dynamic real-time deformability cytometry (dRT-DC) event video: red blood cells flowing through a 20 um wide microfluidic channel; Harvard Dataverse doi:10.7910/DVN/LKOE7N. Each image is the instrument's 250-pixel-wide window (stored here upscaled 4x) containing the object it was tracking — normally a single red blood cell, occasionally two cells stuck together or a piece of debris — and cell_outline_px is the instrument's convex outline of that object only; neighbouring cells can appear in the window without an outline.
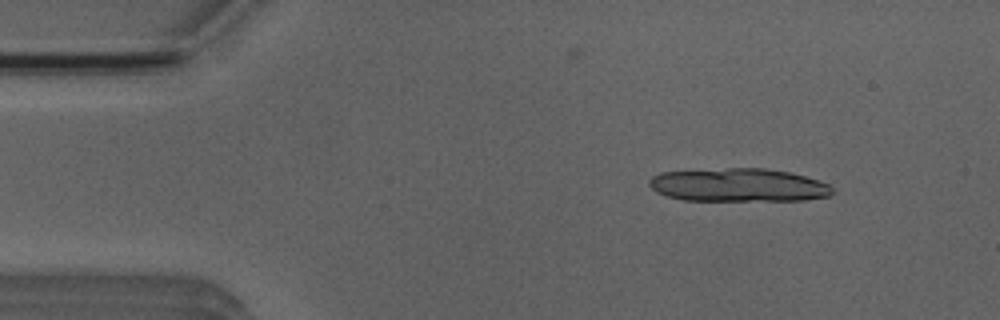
{"species": "Egyptian fruit bat (a non-hibernating species)", "species_latin": "Rousettus aegyptiacus", "temperature_condition": "room temperature", "stored_images_in_passage": 5, "camera_frame_rate_fps": 3000, "um_per_image_px": 0.085, "animal": {"sex": "male"}, "frame": {"image": 1, "passage_image": 2, "time_ms": 1.0, "image_size_px": [1000, 320], "cell_outline_px": [[832, 192], [828, 196], [804, 200], [684, 200], [664, 196], [656, 192], [648, 184], [648, 180], [652, 176], [660, 172], [728, 168], [764, 168], [788, 172], [804, 176], [828, 184], [832, 188]], "centroid_in_image_um": [62.7, 15.73], "position_along_channel_um": 22.3, "area_um2": 35.43}}